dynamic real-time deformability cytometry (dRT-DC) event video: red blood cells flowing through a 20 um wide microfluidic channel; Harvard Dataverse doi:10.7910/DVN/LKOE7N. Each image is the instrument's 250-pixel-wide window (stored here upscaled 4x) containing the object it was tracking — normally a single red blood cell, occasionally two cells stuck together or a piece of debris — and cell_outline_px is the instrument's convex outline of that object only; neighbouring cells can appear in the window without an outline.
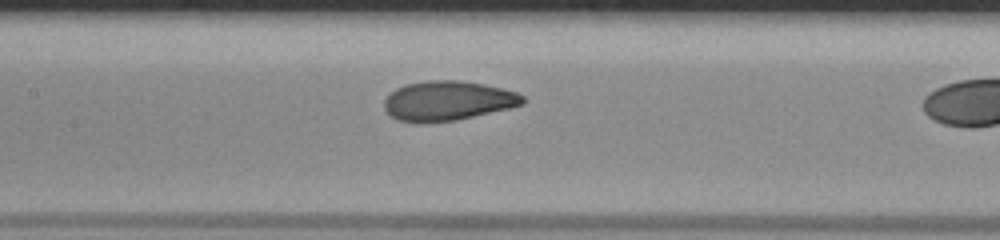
{"species": "human", "species_latin": "Homo sapiens", "temperature_condition": "room temperature", "stored_images_in_passage": 35, "camera_frame_rate_fps": 3000, "um_per_image_px": 0.085, "donor": {"sex": "male"}, "frame": {"image": 1, "passage_image": 19, "time_ms": 6.0, "image_size_px": [1000, 240], "cell_outline_px": [[524, 104], [508, 108], [456, 120], [416, 124], [396, 120], [384, 108], [384, 100], [396, 88], [404, 84], [428, 80], [456, 80], [484, 84], [516, 92], [524, 96]], "centroid_in_image_um": [38.02, 8.57], "position_along_channel_um": 169.4, "area_um2": 31.96}}
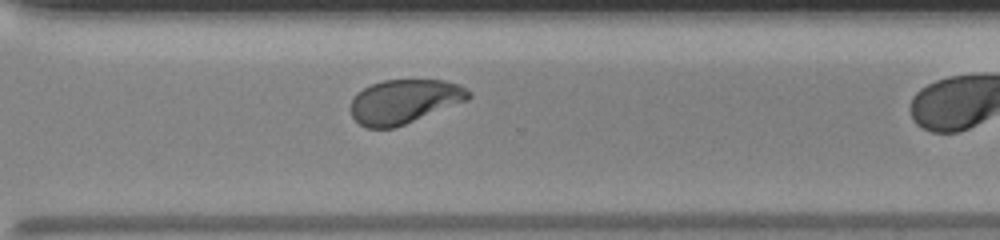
{"frame": {"image": 2, "passage_image": 31, "time_ms": 10.0, "image_size_px": [1000, 240], "cell_outline_px": [[472, 96], [468, 100], [396, 128], [368, 128], [360, 124], [352, 116], [348, 108], [356, 92], [372, 84], [384, 80], [444, 80], [460, 84], [472, 92]], "centroid_in_image_um": [34.37, 8.63], "position_along_channel_um": 336.2, "area_um2": 30.63}}
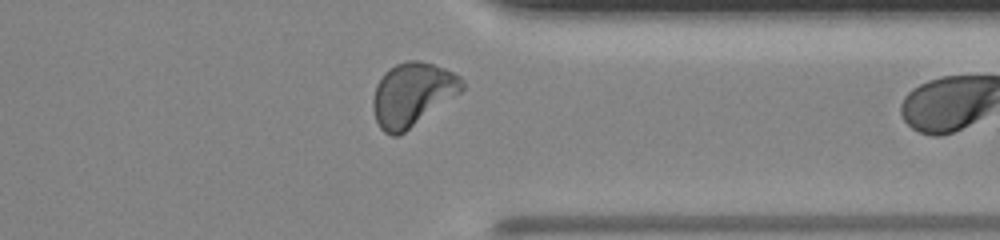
{"frame": {"image": 3, "passage_image": 34, "time_ms": 11.0, "image_size_px": [1000, 240], "cell_outline_px": [[464, 88], [460, 92], [404, 132], [396, 136], [392, 136], [384, 132], [380, 128], [376, 120], [372, 108], [372, 100], [376, 84], [384, 72], [388, 68], [396, 64], [408, 60], [420, 60], [444, 68], [460, 76], [464, 80]], "centroid_in_image_um": [35.02, 8.0], "position_along_channel_um": 376.4, "area_um2": 32.71}}